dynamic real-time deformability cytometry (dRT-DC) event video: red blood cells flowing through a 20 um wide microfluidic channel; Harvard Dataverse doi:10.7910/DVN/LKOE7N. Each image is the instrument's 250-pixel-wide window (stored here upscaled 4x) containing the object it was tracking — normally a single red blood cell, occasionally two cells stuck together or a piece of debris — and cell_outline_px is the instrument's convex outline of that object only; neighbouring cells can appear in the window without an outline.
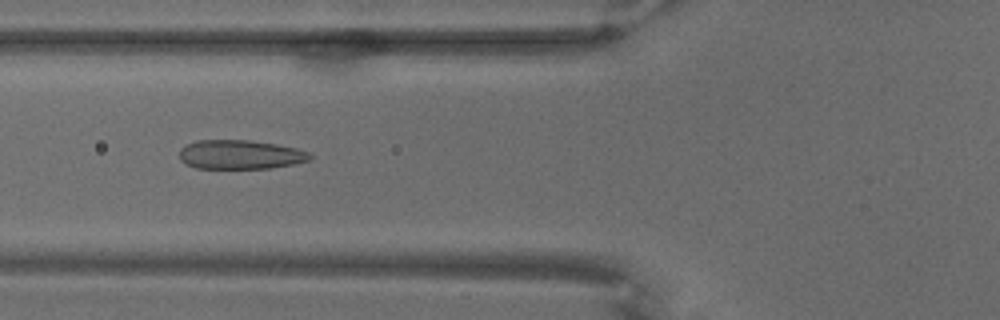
{"species": "common noctule bat (a hibernating species)", "species_latin": "Nyctalus noctula", "temperature_condition": "warm", "stored_images_in_passage": 70, "camera_frame_rate_fps": 3000, "um_per_image_px": 0.085, "animal": {"sex": "male", "body_mass_g": 18.8}, "frame": {"image": 1, "passage_image": 27, "time_ms": 8.667, "image_size_px": [1000, 320], "cell_outline_px": [[312, 160], [272, 168], [196, 168], [180, 160], [180, 148], [196, 140], [248, 140], [276, 144], [296, 148], [308, 152], [312, 156]], "centroid_in_image_um": [20.43, 13.14], "position_along_channel_um": 105.4, "area_um2": 22.08}}
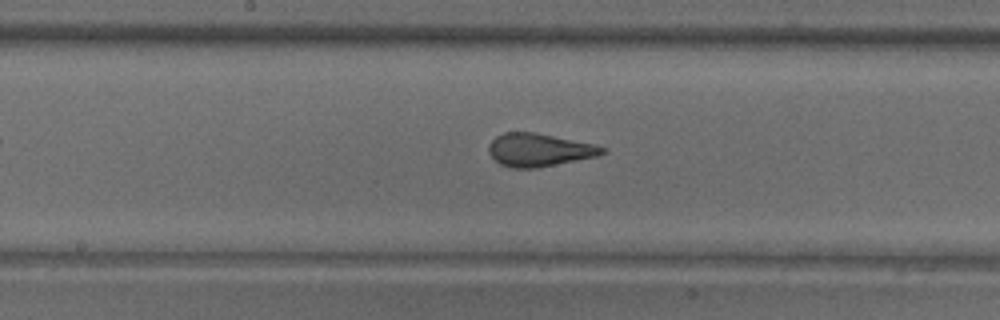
{"frame": {"image": 2, "passage_image": 37, "time_ms": 12.0, "image_size_px": [1000, 320], "cell_outline_px": [[608, 152], [600, 156], [536, 168], [512, 168], [500, 164], [488, 152], [488, 144], [496, 136], [504, 132], [536, 132], [596, 144], [608, 148]], "centroid_in_image_um": [45.88, 12.74], "position_along_channel_um": 202.3, "area_um2": 22.2}}
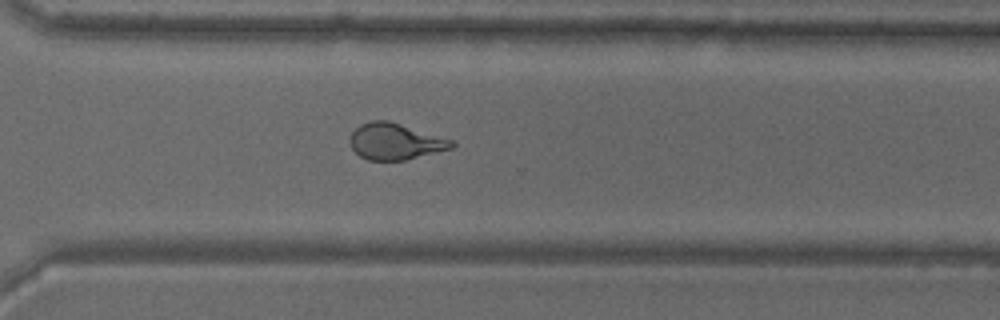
{"frame": {"image": 3, "passage_image": 51, "time_ms": 16.667, "image_size_px": [1000, 320], "cell_outline_px": [[456, 144], [452, 148], [404, 160], [368, 160], [360, 156], [352, 148], [348, 140], [352, 132], [360, 124], [372, 120], [388, 120], [452, 140]], "centroid_in_image_um": [33.55, 12.02], "position_along_channel_um": 337.0, "area_um2": 21.33}}